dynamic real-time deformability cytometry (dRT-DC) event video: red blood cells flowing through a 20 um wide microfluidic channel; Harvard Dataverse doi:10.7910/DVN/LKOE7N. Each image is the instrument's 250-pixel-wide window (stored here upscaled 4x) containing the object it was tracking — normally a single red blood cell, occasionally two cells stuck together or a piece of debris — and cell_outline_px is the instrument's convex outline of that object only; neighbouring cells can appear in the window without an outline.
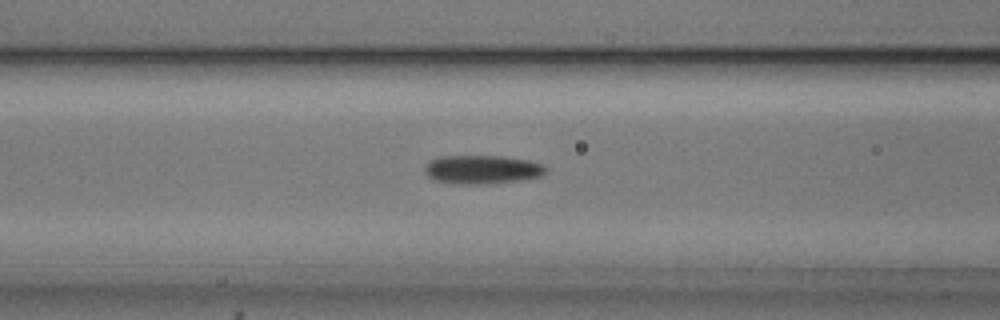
{"species": "common noctule bat (a hibernating species)", "species_latin": "Nyctalus noctula", "temperature_condition": "cold", "stored_images_in_passage": 54, "camera_frame_rate_fps": 3000, "um_per_image_px": 0.085, "animal": {"sex": "male", "body_mass_g": 20.5, "forearm_length_mm": 52.5}, "frame": {"image": 1, "passage_image": 22, "time_ms": 7.0, "image_size_px": [1000, 320], "cell_outline_px": [[548, 172], [540, 176], [516, 180], [488, 184], [460, 184], [436, 180], [428, 176], [424, 172], [424, 164], [428, 160], [440, 156], [504, 156], [528, 160], [544, 164], [548, 168]], "centroid_in_image_um": [40.97, 14.39], "position_along_channel_um": 125.6, "area_um2": 20.4}}
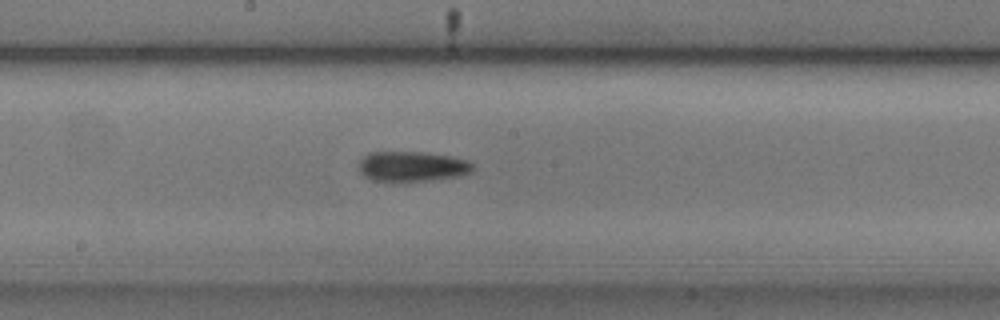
{"frame": {"image": 2, "passage_image": 29, "time_ms": 9.333, "image_size_px": [1000, 320], "cell_outline_px": [[472, 172], [456, 176], [432, 180], [372, 180], [364, 176], [360, 172], [360, 160], [368, 152], [424, 152], [452, 156], [468, 160], [472, 164]], "centroid_in_image_um": [35.04, 14.12], "position_along_channel_um": 213.2, "area_um2": 19.71}}
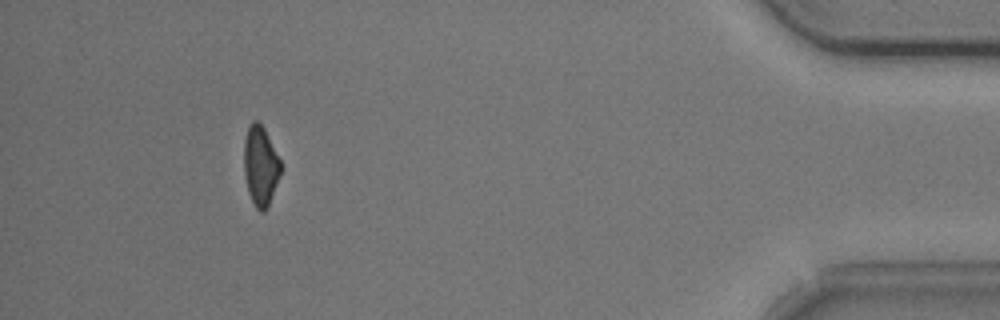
{"frame": {"image": 3, "passage_image": 50, "time_ms": 16.333, "image_size_px": [1000, 320], "cell_outline_px": [[280, 172], [268, 204], [264, 212], [260, 212], [256, 208], [248, 192], [244, 176], [244, 140], [248, 124], [252, 120], [256, 120], [264, 128], [280, 160]], "centroid_in_image_um": [22.1, 14.05], "position_along_channel_um": 413.1, "area_um2": 16.76}, "authors_computed_cell_mechanics": {"area_um2": 18.8428, "velocity_mm_per_s": 3.7459, "shape_relaxation_time_tau1_ms": 6.0256, "shape_relaxation_time_tau2_ms": null, "deformation_change_tau1": 0.1175, "deformation_change_tau2": null}}